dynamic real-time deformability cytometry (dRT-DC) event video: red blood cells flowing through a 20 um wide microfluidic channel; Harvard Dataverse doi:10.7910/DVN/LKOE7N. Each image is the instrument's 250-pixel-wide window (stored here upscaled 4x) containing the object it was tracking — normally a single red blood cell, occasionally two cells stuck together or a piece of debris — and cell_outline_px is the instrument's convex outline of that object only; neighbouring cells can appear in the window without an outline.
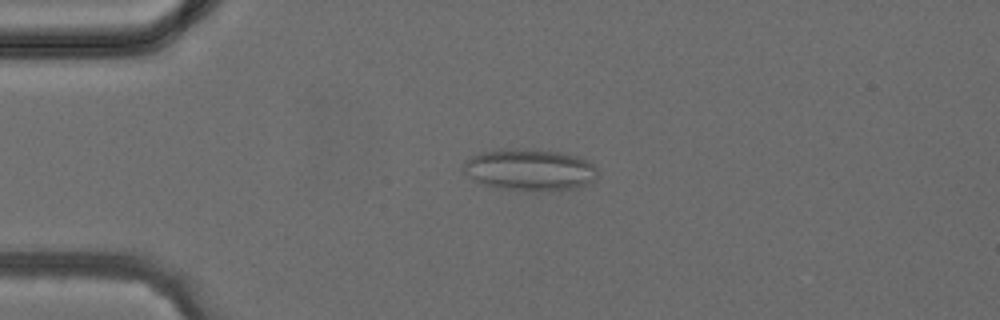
{"species": "common noctule bat (a hibernating species)", "species_latin": "Nyctalus noctula", "temperature_condition": "cold", "stored_images_in_passage": 35, "camera_frame_rate_fps": 3000, "um_per_image_px": 0.085, "animal": {"sex": "female", "body_mass_g": 24.6, "forearm_length_mm": 56.2}, "frame": {"image": 1, "passage_image": 3, "time_ms": 0.667, "image_size_px": [1000, 320], "cell_outline_px": [[596, 180], [588, 184], [572, 188], [536, 192], [500, 188], [480, 184], [464, 172], [464, 160], [480, 152], [500, 148], [532, 148], [560, 152], [580, 156], [588, 160], [596, 168]], "centroid_in_image_um": [45.02, 14.41], "position_along_channel_um": 40.0, "area_um2": 33.18}}
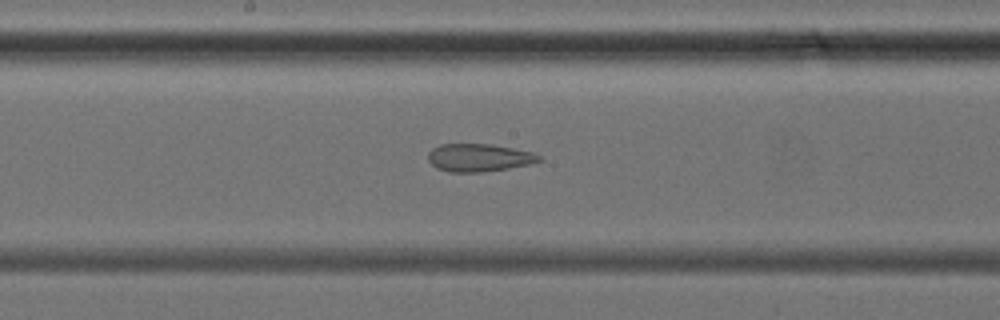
{"frame": {"image": 2, "passage_image": 15, "time_ms": 4.667, "image_size_px": [1000, 320], "cell_outline_px": [[544, 160], [528, 164], [508, 168], [480, 172], [448, 172], [436, 168], [428, 160], [428, 152], [432, 148], [440, 144], [492, 144], [532, 152], [540, 156]], "centroid_in_image_um": [40.68, 13.4], "position_along_channel_um": 207.5, "area_um2": 17.98}}
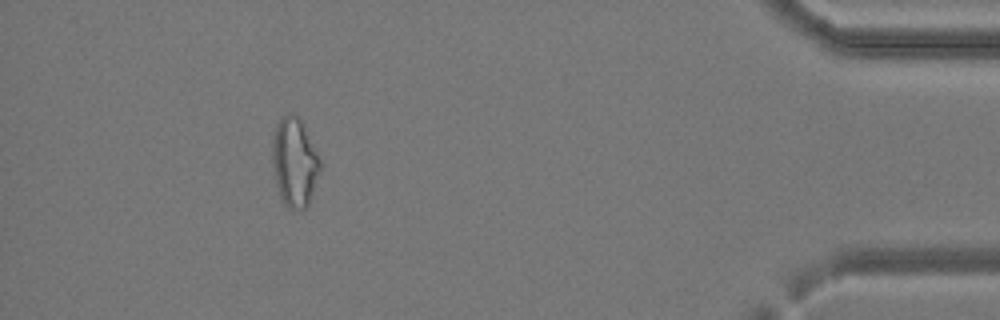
{"frame": {"image": 3, "passage_image": 31, "time_ms": 10.0, "image_size_px": [1000, 320], "cell_outline_px": [[320, 172], [308, 204], [304, 208], [288, 208], [284, 204], [280, 196], [276, 184], [272, 164], [272, 140], [276, 124], [280, 116], [288, 112], [292, 112], [304, 124], [320, 160]], "centroid_in_image_um": [25.01, 13.74], "position_along_channel_um": 410.2, "area_um2": 24.8}}